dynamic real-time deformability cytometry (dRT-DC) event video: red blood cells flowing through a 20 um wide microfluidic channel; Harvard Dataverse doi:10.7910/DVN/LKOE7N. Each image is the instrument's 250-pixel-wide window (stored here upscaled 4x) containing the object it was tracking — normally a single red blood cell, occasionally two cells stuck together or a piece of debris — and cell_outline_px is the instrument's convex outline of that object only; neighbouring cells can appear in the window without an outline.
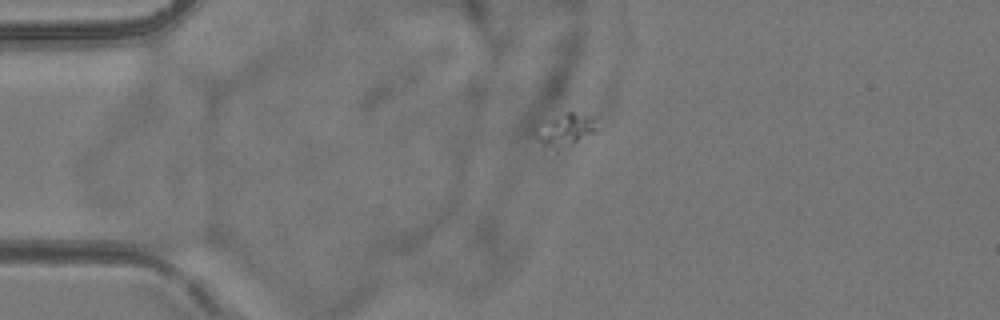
{"species": "common noctule bat (a hibernating species)", "species_latin": "Nyctalus noctula", "temperature_condition": "room temperature", "stored_images_in_passage": 3, "camera_frame_rate_fps": 3000, "um_per_image_px": 0.085, "animal": {"sex": "female", "body_mass_g": 24.6, "forearm_length_mm": 56.2}, "frame": {"image": 1, "passage_image": 2, "time_ms": 1.333, "image_size_px": [1000, 320], "cell_outline_px": [[596, 128], [592, 132], [572, 144], [556, 152], [544, 152], [532, 132], [532, 124], [564, 112], [572, 112], [592, 116]], "centroid_in_image_um": [47.8, 11.09], "position_along_channel_um": 37.2, "area_um2": 12.54}}